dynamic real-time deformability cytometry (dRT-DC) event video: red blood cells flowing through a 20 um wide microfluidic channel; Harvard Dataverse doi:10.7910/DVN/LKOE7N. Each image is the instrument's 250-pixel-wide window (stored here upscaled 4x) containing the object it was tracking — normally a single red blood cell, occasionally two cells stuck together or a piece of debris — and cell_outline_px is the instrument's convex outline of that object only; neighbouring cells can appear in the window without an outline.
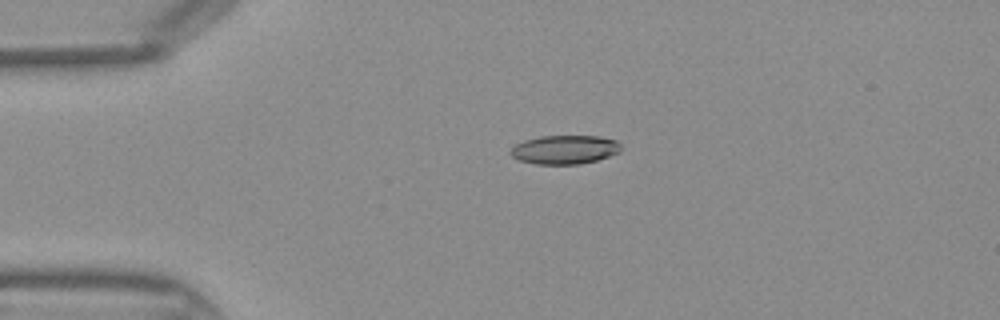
{"species": "Egyptian fruit bat (a non-hibernating species)", "species_latin": "Rousettus aegyptiacus", "temperature_condition": "warm", "stored_images_in_passage": 36, "camera_frame_rate_fps": 3000, "um_per_image_px": 0.085, "frame": {"image": 1, "passage_image": 2, "time_ms": 0.333, "image_size_px": [1000, 320], "cell_outline_px": [[620, 152], [596, 160], [580, 164], [536, 164], [520, 160], [512, 156], [508, 152], [516, 144], [524, 140], [540, 136], [600, 136], [616, 140], [620, 144]], "centroid_in_image_um": [47.99, 12.71], "position_along_channel_um": 37.0, "area_um2": 18.5}}
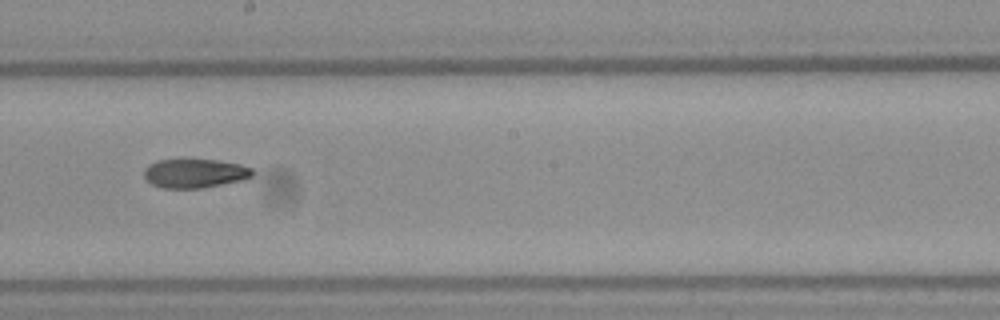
{"frame": {"image": 2, "passage_image": 17, "time_ms": 5.333, "image_size_px": [1000, 320], "cell_outline_px": [[256, 172], [252, 176], [244, 180], [200, 188], [164, 188], [152, 184], [144, 176], [144, 168], [148, 164], [156, 160], [180, 156], [188, 156], [216, 160], [240, 164], [252, 168]], "centroid_in_image_um": [16.54, 14.67], "position_along_channel_um": 231.7, "area_um2": 19.31}}
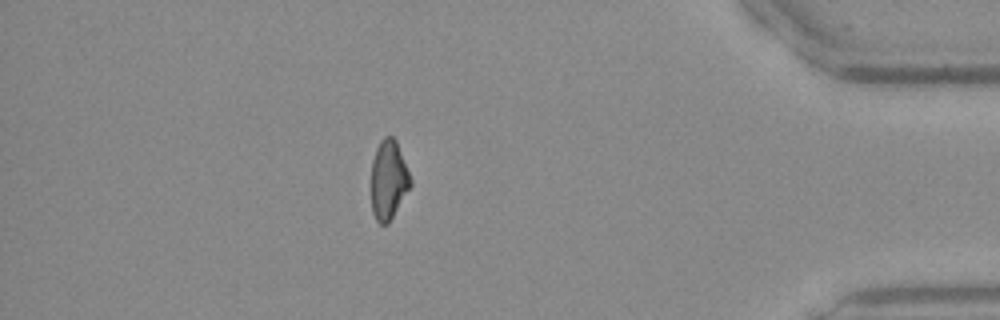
{"frame": {"image": 3, "passage_image": 31, "time_ms": 10.0, "image_size_px": [1000, 320], "cell_outline_px": [[412, 184], [388, 224], [380, 224], [376, 220], [372, 212], [372, 160], [376, 148], [380, 140], [384, 136], [392, 136], [396, 140], [412, 180]], "centroid_in_image_um": [33.02, 15.28], "position_along_channel_um": 402.2, "area_um2": 18.03}}